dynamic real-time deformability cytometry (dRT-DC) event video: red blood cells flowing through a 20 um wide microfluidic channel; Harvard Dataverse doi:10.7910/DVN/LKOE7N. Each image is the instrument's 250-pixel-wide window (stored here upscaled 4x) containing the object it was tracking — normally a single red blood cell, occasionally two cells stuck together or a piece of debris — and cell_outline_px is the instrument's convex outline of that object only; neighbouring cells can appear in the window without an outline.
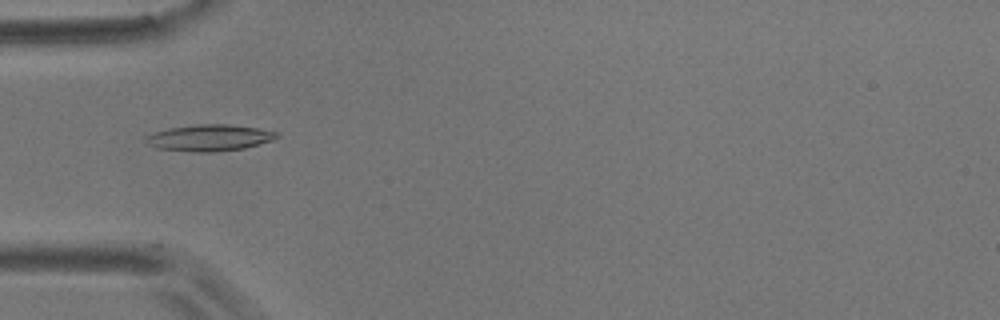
{"species": "common noctule bat (a hibernating species)", "species_latin": "Nyctalus noctula", "temperature_condition": "room temperature", "stored_images_in_passage": 39, "camera_frame_rate_fps": 3000, "um_per_image_px": 0.085, "animal": {"sex": "male", "body_mass_g": 17.9}, "frame": {"image": 1, "passage_image": 1, "time_ms": 0.0, "image_size_px": [1000, 320], "cell_outline_px": [[280, 136], [272, 140], [260, 144], [244, 148], [212, 152], [196, 152], [156, 148], [148, 144], [144, 140], [144, 136], [168, 128], [200, 124], [228, 124], [260, 128], [280, 132]], "centroid_in_image_um": [17.83, 11.71], "position_along_channel_um": 67.2, "area_um2": 20.29}}
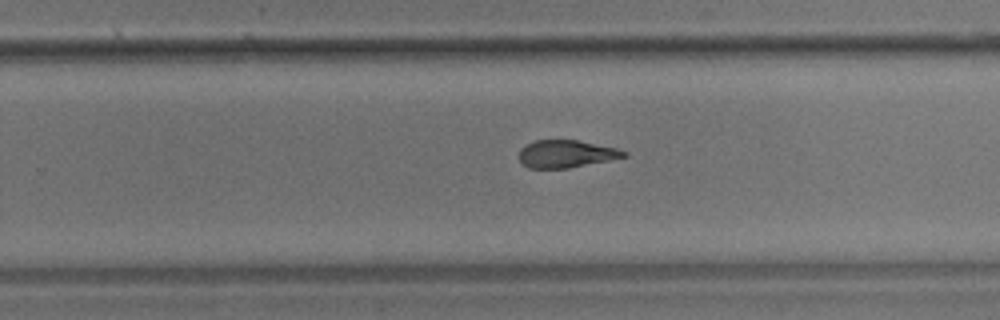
{"frame": {"image": 2, "passage_image": 19, "time_ms": 6.0, "image_size_px": [1000, 320], "cell_outline_px": [[628, 156], [568, 168], [528, 168], [520, 164], [520, 148], [536, 140], [576, 140], [616, 148], [628, 152]], "centroid_in_image_um": [48.1, 13.08], "position_along_channel_um": 281.7, "area_um2": 16.65}}
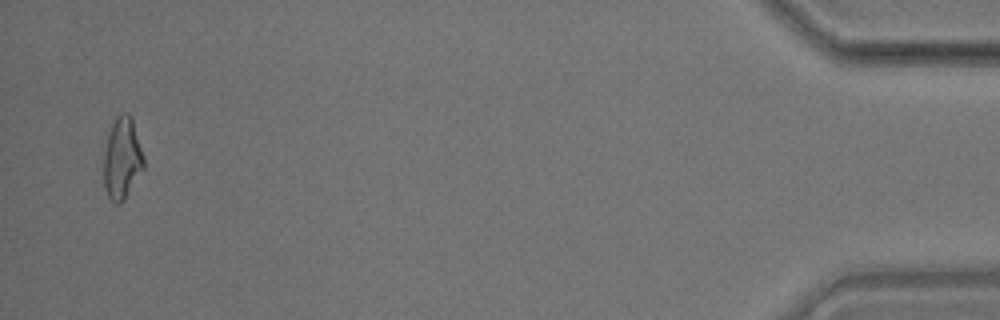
{"frame": {"image": 3, "passage_image": 38, "time_ms": 12.333, "image_size_px": [1000, 320], "cell_outline_px": [[144, 168], [124, 200], [120, 204], [116, 204], [108, 196], [104, 188], [104, 152], [108, 132], [116, 116], [124, 112], [128, 112], [132, 116], [144, 156]], "centroid_in_image_um": [10.39, 13.44], "position_along_channel_um": 424.8, "area_um2": 19.25}, "authors_computed_cell_mechanics": {"area_um2": 18.2648, "velocity_mm_per_s": 3.5807, "shape_relaxation_time_tau1_ms": 8.1023, "shape_relaxation_time_tau2_ms": 3.2169, "deformation_change_tau1": 0.1927, "deformation_change_tau2": 0.123}}